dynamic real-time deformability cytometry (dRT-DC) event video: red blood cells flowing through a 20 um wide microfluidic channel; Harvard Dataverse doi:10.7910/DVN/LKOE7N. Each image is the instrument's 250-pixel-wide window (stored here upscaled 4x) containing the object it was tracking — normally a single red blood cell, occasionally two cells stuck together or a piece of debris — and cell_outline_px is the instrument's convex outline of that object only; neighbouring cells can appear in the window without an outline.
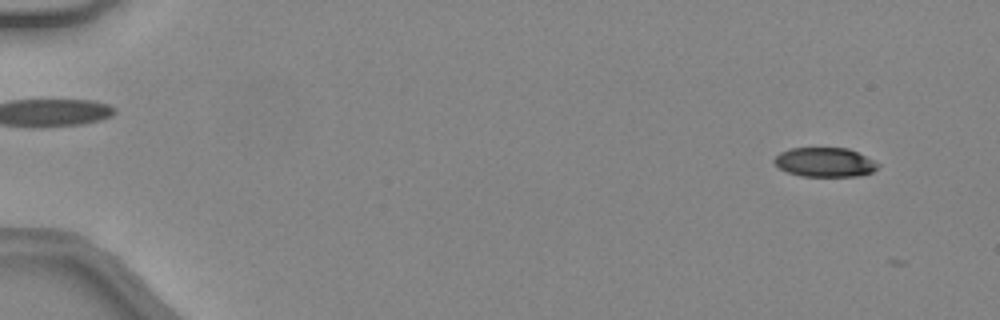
{"species": "common noctule bat (a hibernating species)", "species_latin": "Nyctalus noctula", "temperature_condition": "warm", "stored_images_in_passage": 9, "camera_frame_rate_fps": 3000, "um_per_image_px": 0.085, "animal": {"sex": "female", "body_mass_g": 24.6, "forearm_length_mm": 56.2}, "frame": {"image": 1, "passage_image": 4, "time_ms": 1.0, "image_size_px": [1000, 320], "cell_outline_px": [[880, 164], [872, 172], [860, 176], [800, 176], [788, 172], [780, 168], [772, 160], [780, 152], [792, 148], [848, 148]], "centroid_in_image_um": [70.09, 13.79], "position_along_channel_um": 14.9, "area_um2": 17.51}}